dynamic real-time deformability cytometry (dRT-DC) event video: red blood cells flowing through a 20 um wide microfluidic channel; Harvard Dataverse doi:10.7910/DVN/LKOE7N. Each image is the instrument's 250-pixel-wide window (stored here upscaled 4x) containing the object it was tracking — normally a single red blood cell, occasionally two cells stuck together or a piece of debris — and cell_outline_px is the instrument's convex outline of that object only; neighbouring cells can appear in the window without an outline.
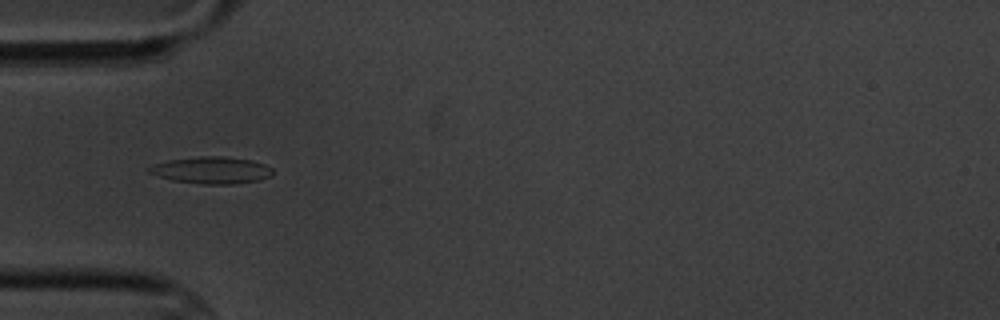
{"species": "common noctule bat (a hibernating species)", "species_latin": "Nyctalus noctula", "temperature_condition": "cold", "stored_images_in_passage": 9, "camera_frame_rate_fps": 3000, "um_per_image_px": 0.085, "animal": {"sex": "male", "body_mass_g": 20.1, "forearm_length_mm": 53.5}, "frame": {"image": 1, "passage_image": 4, "time_ms": 3.667, "image_size_px": [1000, 320], "cell_outline_px": [[272, 176], [260, 180], [236, 184], [204, 184], [172, 180], [148, 172], [144, 168], [168, 160], [200, 156], [224, 156], [252, 160], [264, 164], [272, 168]], "centroid_in_image_um": [18.0, 14.46], "position_along_channel_um": 67.0, "area_um2": 19.42}}
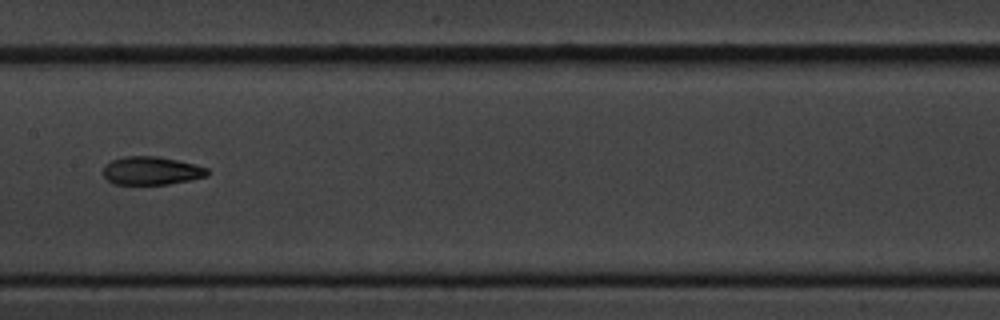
{"frame": {"image": 2, "passage_image": 7, "time_ms": 7.333, "image_size_px": [1000, 320], "cell_outline_px": [[208, 176], [168, 184], [112, 184], [104, 176], [104, 164], [112, 160], [124, 156], [156, 156], [176, 160], [208, 168]], "centroid_in_image_um": [12.84, 14.51], "position_along_channel_um": 194.6, "area_um2": 16.99}}
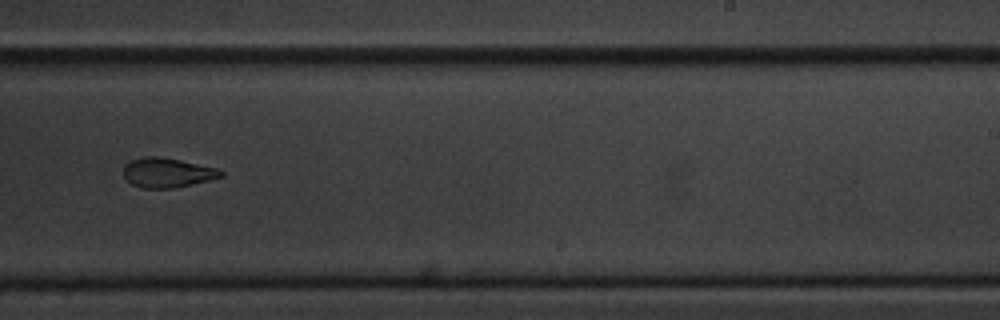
{"frame": {"image": 3, "passage_image": 9, "time_ms": 9.667, "image_size_px": [1000, 320], "cell_outline_px": [[224, 176], [176, 188], [140, 188], [132, 184], [124, 176], [124, 164], [132, 160], [144, 156], [156, 156], [180, 160], [216, 168], [224, 172]], "centroid_in_image_um": [14.21, 14.68], "position_along_channel_um": 274.8, "area_um2": 16.7}}